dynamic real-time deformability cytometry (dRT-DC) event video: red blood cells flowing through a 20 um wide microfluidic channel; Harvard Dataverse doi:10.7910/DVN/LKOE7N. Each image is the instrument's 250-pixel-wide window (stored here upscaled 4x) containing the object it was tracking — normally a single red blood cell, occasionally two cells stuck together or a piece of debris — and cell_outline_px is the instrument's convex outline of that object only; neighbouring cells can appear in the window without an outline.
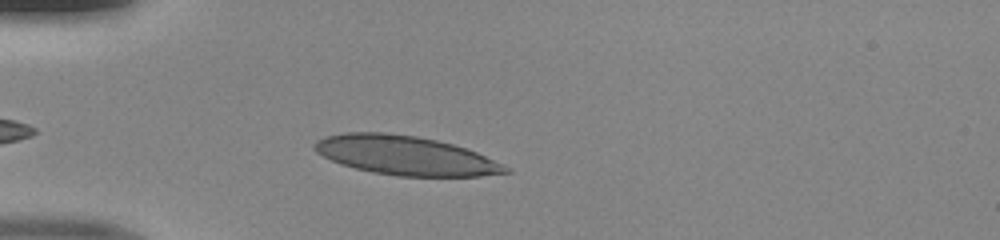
{"species": "human", "species_latin": "Homo sapiens", "temperature_condition": "room temperature", "stored_images_in_passage": 33, "camera_frame_rate_fps": 3000, "um_per_image_px": 0.085, "donor": {"sex": "male"}, "frame": {"image": 1, "passage_image": 4, "time_ms": 1.0, "image_size_px": [1000, 240], "cell_outline_px": [[512, 172], [480, 176], [400, 176], [372, 172], [340, 164], [316, 152], [312, 148], [312, 144], [316, 140], [328, 136], [344, 132], [380, 132], [416, 136], [436, 140], [452, 144], [476, 152], [504, 164], [512, 168]], "centroid_in_image_um": [34.46, 13.21], "position_along_channel_um": 50.5, "area_um2": 43.41}}
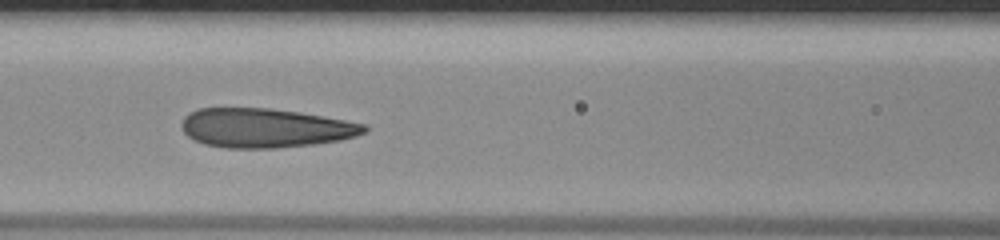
{"frame": {"image": 2, "passage_image": 12, "time_ms": 3.667, "image_size_px": [1000, 240], "cell_outline_px": [[368, 132], [356, 136], [340, 140], [312, 144], [276, 148], [228, 148], [204, 144], [192, 140], [184, 132], [180, 124], [184, 116], [188, 112], [200, 108], [268, 108], [300, 112], [368, 124]], "centroid_in_image_um": [22.54, 10.87], "position_along_channel_um": 144.1, "area_um2": 42.02}}
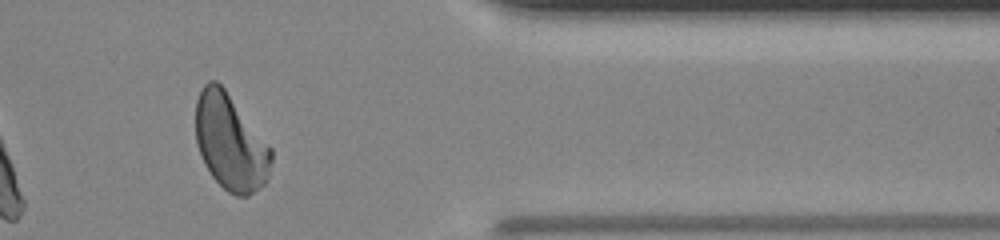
{"frame": {"image": 3, "passage_image": 31, "time_ms": 10.0, "image_size_px": [1000, 240], "cell_outline_px": [[272, 160], [268, 176], [264, 184], [248, 196], [236, 196], [228, 192], [212, 176], [204, 164], [196, 144], [196, 100], [204, 84], [208, 80], [216, 80], [224, 88], [272, 148]], "centroid_in_image_um": [19.58, 12.1], "position_along_channel_um": 391.8, "area_um2": 42.14}}